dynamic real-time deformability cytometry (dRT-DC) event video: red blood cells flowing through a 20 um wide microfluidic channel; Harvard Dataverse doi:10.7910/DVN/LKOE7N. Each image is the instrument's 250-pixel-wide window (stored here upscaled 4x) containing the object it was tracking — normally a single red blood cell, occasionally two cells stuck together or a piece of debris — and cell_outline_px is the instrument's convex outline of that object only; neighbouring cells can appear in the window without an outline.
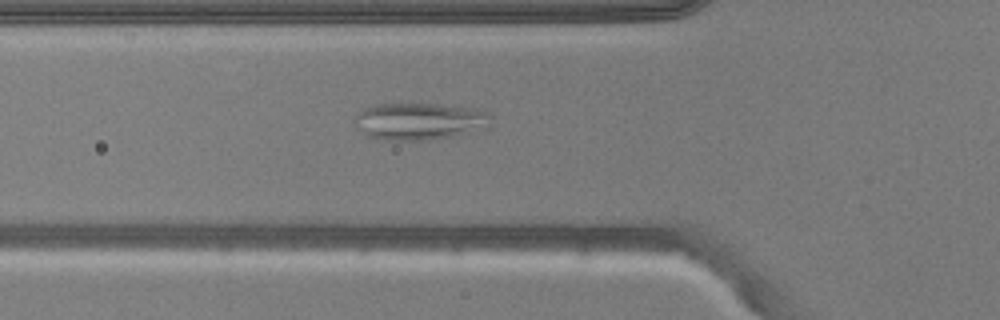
{"species": "common noctule bat (a hibernating species)", "species_latin": "Nyctalus noctula", "temperature_condition": "warm", "stored_images_in_passage": 37, "camera_frame_rate_fps": 3000, "um_per_image_px": 0.085, "animal": {"sex": "male", "body_mass_g": 20.5, "forearm_length_mm": 52.5}, "frame": {"image": 1, "passage_image": 4, "time_ms": 1.0, "image_size_px": [1000, 320], "cell_outline_px": [[488, 116], [484, 128], [452, 136], [428, 140], [380, 140], [368, 136], [360, 128], [356, 120], [356, 116], [364, 108], [376, 104], [456, 104], [484, 108]], "centroid_in_image_um": [35.69, 10.28], "position_along_channel_um": 90.1, "area_um2": 29.25}}
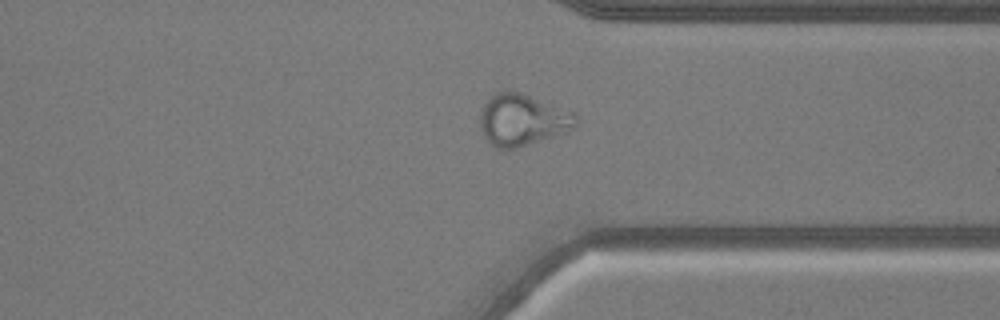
{"frame": {"image": 2, "passage_image": 25, "time_ms": 8.0, "image_size_px": [1000, 320], "cell_outline_px": [[580, 124], [576, 128], [516, 148], [496, 148], [484, 136], [480, 124], [480, 108], [496, 92], [512, 88], [576, 112], [580, 116]], "centroid_in_image_um": [44.47, 10.13], "position_along_channel_um": 366.9, "area_um2": 29.42}}
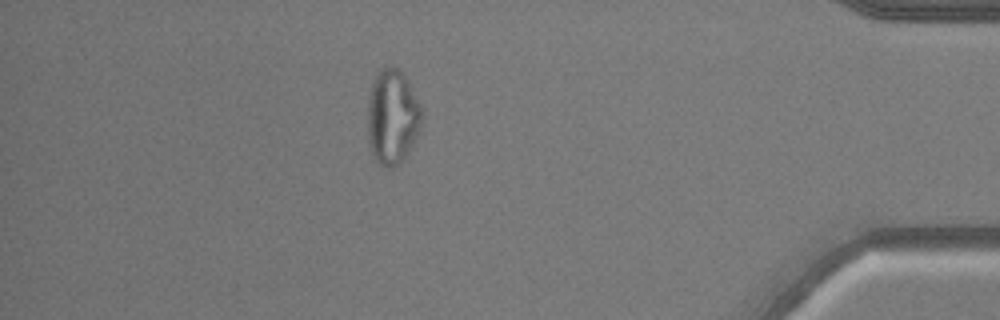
{"frame": {"image": 3, "passage_image": 31, "time_ms": 10.0, "image_size_px": [1000, 320], "cell_outline_px": [[424, 112], [420, 132], [404, 160], [400, 164], [392, 168], [388, 168], [372, 160], [368, 148], [368, 96], [372, 80], [384, 68], [392, 64], [400, 68], [408, 80]], "centroid_in_image_um": [33.36, 9.97], "position_along_channel_um": 401.8, "area_um2": 30.98}}